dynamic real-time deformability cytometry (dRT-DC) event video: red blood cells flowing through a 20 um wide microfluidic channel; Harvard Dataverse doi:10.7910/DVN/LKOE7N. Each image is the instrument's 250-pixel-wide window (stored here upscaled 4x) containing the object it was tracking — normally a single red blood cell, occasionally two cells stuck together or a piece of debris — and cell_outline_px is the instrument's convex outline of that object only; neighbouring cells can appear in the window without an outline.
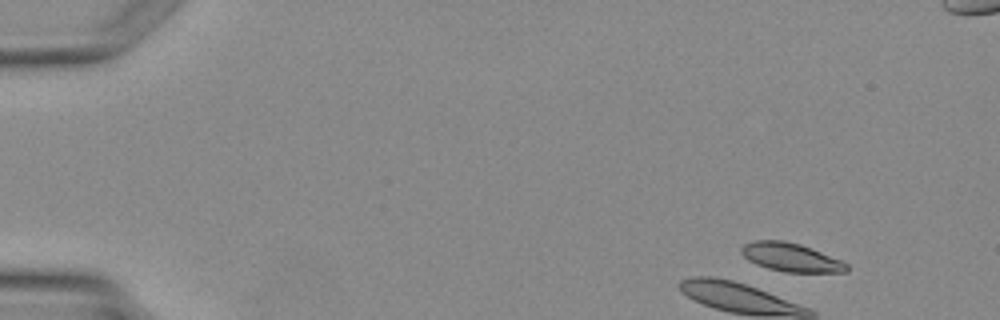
{"species": "Egyptian fruit bat (a non-hibernating species)", "species_latin": "Rousettus aegyptiacus", "temperature_condition": "warm", "stored_images_in_passage": 3, "segment_of_instrument_passage": [2, 2], "camera_frame_rate_fps": 3000, "um_per_image_px": 0.085, "animal": {"sex": "female"}, "frame": {"image": 1, "passage_image": 3, "time_ms": 3.0, "image_size_px": [1000, 320], "cell_outline_px": [[848, 272], [784, 272], [768, 268], [756, 264], [748, 260], [740, 252], [740, 248], [744, 244], [756, 240], [784, 240], [800, 244], [840, 260], [848, 264]], "centroid_in_image_um": [67.2, 21.87], "position_along_channel_um": 17.8, "area_um2": 17.4}}